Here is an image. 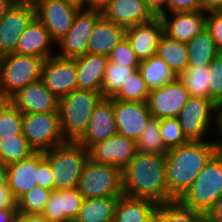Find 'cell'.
Returning <instances> with one entry per match:
<instances>
[{"instance_id":"6da1fadb","label":"cell","mask_w":222,"mask_h":222,"mask_svg":"<svg viewBox=\"0 0 222 222\" xmlns=\"http://www.w3.org/2000/svg\"><path fill=\"white\" fill-rule=\"evenodd\" d=\"M192 141L168 150L165 156V180L169 198L179 201L194 183L200 171L219 152V139Z\"/></svg>"},{"instance_id":"7a4b0ae2","label":"cell","mask_w":222,"mask_h":222,"mask_svg":"<svg viewBox=\"0 0 222 222\" xmlns=\"http://www.w3.org/2000/svg\"><path fill=\"white\" fill-rule=\"evenodd\" d=\"M122 175L123 195L151 200L157 205L173 202L165 180V156L137 152Z\"/></svg>"},{"instance_id":"3957f363","label":"cell","mask_w":222,"mask_h":222,"mask_svg":"<svg viewBox=\"0 0 222 222\" xmlns=\"http://www.w3.org/2000/svg\"><path fill=\"white\" fill-rule=\"evenodd\" d=\"M53 174V190L77 188L88 150L77 141H65L44 152Z\"/></svg>"},{"instance_id":"277c9868","label":"cell","mask_w":222,"mask_h":222,"mask_svg":"<svg viewBox=\"0 0 222 222\" xmlns=\"http://www.w3.org/2000/svg\"><path fill=\"white\" fill-rule=\"evenodd\" d=\"M102 93L75 89L60 98L59 119L65 141H77L86 131Z\"/></svg>"},{"instance_id":"5b68a950","label":"cell","mask_w":222,"mask_h":222,"mask_svg":"<svg viewBox=\"0 0 222 222\" xmlns=\"http://www.w3.org/2000/svg\"><path fill=\"white\" fill-rule=\"evenodd\" d=\"M45 60L16 53L0 57V100H9L29 83L40 80Z\"/></svg>"},{"instance_id":"8992f818","label":"cell","mask_w":222,"mask_h":222,"mask_svg":"<svg viewBox=\"0 0 222 222\" xmlns=\"http://www.w3.org/2000/svg\"><path fill=\"white\" fill-rule=\"evenodd\" d=\"M222 196V154L218 152L197 175L194 183L178 201L182 206L208 213Z\"/></svg>"},{"instance_id":"52a82bcc","label":"cell","mask_w":222,"mask_h":222,"mask_svg":"<svg viewBox=\"0 0 222 222\" xmlns=\"http://www.w3.org/2000/svg\"><path fill=\"white\" fill-rule=\"evenodd\" d=\"M77 189L84 199L120 197L123 195L122 169L98 164L88 159L78 181Z\"/></svg>"},{"instance_id":"ba28073f","label":"cell","mask_w":222,"mask_h":222,"mask_svg":"<svg viewBox=\"0 0 222 222\" xmlns=\"http://www.w3.org/2000/svg\"><path fill=\"white\" fill-rule=\"evenodd\" d=\"M213 115V116H212ZM218 106L210 99L190 96L188 102L179 112L177 119L180 122L184 136L189 142L207 141L204 139L207 130L215 121L217 131Z\"/></svg>"},{"instance_id":"9c48e42d","label":"cell","mask_w":222,"mask_h":222,"mask_svg":"<svg viewBox=\"0 0 222 222\" xmlns=\"http://www.w3.org/2000/svg\"><path fill=\"white\" fill-rule=\"evenodd\" d=\"M22 134L35 152H45L65 142L59 113L23 114Z\"/></svg>"},{"instance_id":"30bf717a","label":"cell","mask_w":222,"mask_h":222,"mask_svg":"<svg viewBox=\"0 0 222 222\" xmlns=\"http://www.w3.org/2000/svg\"><path fill=\"white\" fill-rule=\"evenodd\" d=\"M81 8L77 0H39L35 5V16L57 43L67 34Z\"/></svg>"},{"instance_id":"8fae6325","label":"cell","mask_w":222,"mask_h":222,"mask_svg":"<svg viewBox=\"0 0 222 222\" xmlns=\"http://www.w3.org/2000/svg\"><path fill=\"white\" fill-rule=\"evenodd\" d=\"M102 10L81 8L75 15L73 24L67 34L56 44L60 52L56 55L62 58L82 56L88 53V40L96 22L102 17Z\"/></svg>"},{"instance_id":"7c38bea8","label":"cell","mask_w":222,"mask_h":222,"mask_svg":"<svg viewBox=\"0 0 222 222\" xmlns=\"http://www.w3.org/2000/svg\"><path fill=\"white\" fill-rule=\"evenodd\" d=\"M190 93L177 77L172 82L150 90L147 104L152 118L177 117L188 102Z\"/></svg>"},{"instance_id":"4fadbf2b","label":"cell","mask_w":222,"mask_h":222,"mask_svg":"<svg viewBox=\"0 0 222 222\" xmlns=\"http://www.w3.org/2000/svg\"><path fill=\"white\" fill-rule=\"evenodd\" d=\"M41 80L46 88L59 99L77 89L75 58H62L54 54L47 58Z\"/></svg>"},{"instance_id":"5bb4252c","label":"cell","mask_w":222,"mask_h":222,"mask_svg":"<svg viewBox=\"0 0 222 222\" xmlns=\"http://www.w3.org/2000/svg\"><path fill=\"white\" fill-rule=\"evenodd\" d=\"M136 142L115 134L88 149L89 159L98 164L111 165L122 170L136 155Z\"/></svg>"},{"instance_id":"9a60e30c","label":"cell","mask_w":222,"mask_h":222,"mask_svg":"<svg viewBox=\"0 0 222 222\" xmlns=\"http://www.w3.org/2000/svg\"><path fill=\"white\" fill-rule=\"evenodd\" d=\"M113 113L118 134L124 135L135 142L152 118L147 102L113 99Z\"/></svg>"},{"instance_id":"2e32d148","label":"cell","mask_w":222,"mask_h":222,"mask_svg":"<svg viewBox=\"0 0 222 222\" xmlns=\"http://www.w3.org/2000/svg\"><path fill=\"white\" fill-rule=\"evenodd\" d=\"M9 101L22 113H59L60 99L50 92L43 81L29 83Z\"/></svg>"},{"instance_id":"e0dca14e","label":"cell","mask_w":222,"mask_h":222,"mask_svg":"<svg viewBox=\"0 0 222 222\" xmlns=\"http://www.w3.org/2000/svg\"><path fill=\"white\" fill-rule=\"evenodd\" d=\"M34 17L35 6H11L0 20V57L15 53L20 35Z\"/></svg>"},{"instance_id":"ac0fdd59","label":"cell","mask_w":222,"mask_h":222,"mask_svg":"<svg viewBox=\"0 0 222 222\" xmlns=\"http://www.w3.org/2000/svg\"><path fill=\"white\" fill-rule=\"evenodd\" d=\"M113 113V98H102L90 117L87 129L77 140L87 150L94 144L117 134Z\"/></svg>"},{"instance_id":"d6986e66","label":"cell","mask_w":222,"mask_h":222,"mask_svg":"<svg viewBox=\"0 0 222 222\" xmlns=\"http://www.w3.org/2000/svg\"><path fill=\"white\" fill-rule=\"evenodd\" d=\"M161 14L159 17L164 26V34L179 42L188 43L206 28L207 12H175ZM171 19V20H170Z\"/></svg>"},{"instance_id":"ffe728a7","label":"cell","mask_w":222,"mask_h":222,"mask_svg":"<svg viewBox=\"0 0 222 222\" xmlns=\"http://www.w3.org/2000/svg\"><path fill=\"white\" fill-rule=\"evenodd\" d=\"M164 34V26L160 17H154L151 21L137 24L126 29L125 37L129 41L137 58L147 60L156 55L160 39Z\"/></svg>"},{"instance_id":"44dd1931","label":"cell","mask_w":222,"mask_h":222,"mask_svg":"<svg viewBox=\"0 0 222 222\" xmlns=\"http://www.w3.org/2000/svg\"><path fill=\"white\" fill-rule=\"evenodd\" d=\"M102 15L125 29L149 22L155 17L143 0H111L102 9Z\"/></svg>"},{"instance_id":"7402d4cb","label":"cell","mask_w":222,"mask_h":222,"mask_svg":"<svg viewBox=\"0 0 222 222\" xmlns=\"http://www.w3.org/2000/svg\"><path fill=\"white\" fill-rule=\"evenodd\" d=\"M83 200V195L77 188L53 190L42 215L51 222L74 221Z\"/></svg>"},{"instance_id":"603a6c76","label":"cell","mask_w":222,"mask_h":222,"mask_svg":"<svg viewBox=\"0 0 222 222\" xmlns=\"http://www.w3.org/2000/svg\"><path fill=\"white\" fill-rule=\"evenodd\" d=\"M54 42L47 28L35 16L20 35L15 53L47 59L54 56Z\"/></svg>"},{"instance_id":"cb8c5ba5","label":"cell","mask_w":222,"mask_h":222,"mask_svg":"<svg viewBox=\"0 0 222 222\" xmlns=\"http://www.w3.org/2000/svg\"><path fill=\"white\" fill-rule=\"evenodd\" d=\"M108 57L87 53L75 58L77 89L102 93V80Z\"/></svg>"},{"instance_id":"d4e9b609","label":"cell","mask_w":222,"mask_h":222,"mask_svg":"<svg viewBox=\"0 0 222 222\" xmlns=\"http://www.w3.org/2000/svg\"><path fill=\"white\" fill-rule=\"evenodd\" d=\"M126 29L102 16L95 24L88 40V53L108 57L111 50L125 38Z\"/></svg>"},{"instance_id":"484cf974","label":"cell","mask_w":222,"mask_h":222,"mask_svg":"<svg viewBox=\"0 0 222 222\" xmlns=\"http://www.w3.org/2000/svg\"><path fill=\"white\" fill-rule=\"evenodd\" d=\"M38 152L30 158L7 165L8 186L18 200L23 194L37 186Z\"/></svg>"},{"instance_id":"4316f807","label":"cell","mask_w":222,"mask_h":222,"mask_svg":"<svg viewBox=\"0 0 222 222\" xmlns=\"http://www.w3.org/2000/svg\"><path fill=\"white\" fill-rule=\"evenodd\" d=\"M158 205L151 200L119 197L114 214V222H144Z\"/></svg>"},{"instance_id":"83f0119b","label":"cell","mask_w":222,"mask_h":222,"mask_svg":"<svg viewBox=\"0 0 222 222\" xmlns=\"http://www.w3.org/2000/svg\"><path fill=\"white\" fill-rule=\"evenodd\" d=\"M119 197L84 199L74 222H114Z\"/></svg>"},{"instance_id":"f1b7e54d","label":"cell","mask_w":222,"mask_h":222,"mask_svg":"<svg viewBox=\"0 0 222 222\" xmlns=\"http://www.w3.org/2000/svg\"><path fill=\"white\" fill-rule=\"evenodd\" d=\"M156 55L160 57L179 77L188 67V49L186 43L169 38L163 34L156 50Z\"/></svg>"},{"instance_id":"f546056e","label":"cell","mask_w":222,"mask_h":222,"mask_svg":"<svg viewBox=\"0 0 222 222\" xmlns=\"http://www.w3.org/2000/svg\"><path fill=\"white\" fill-rule=\"evenodd\" d=\"M186 45L189 65H209L221 53L206 28L186 43Z\"/></svg>"},{"instance_id":"4dcf8cb0","label":"cell","mask_w":222,"mask_h":222,"mask_svg":"<svg viewBox=\"0 0 222 222\" xmlns=\"http://www.w3.org/2000/svg\"><path fill=\"white\" fill-rule=\"evenodd\" d=\"M138 70L141 72L149 90L159 88L177 78L169 66L157 55L140 61Z\"/></svg>"},{"instance_id":"1f68e13d","label":"cell","mask_w":222,"mask_h":222,"mask_svg":"<svg viewBox=\"0 0 222 222\" xmlns=\"http://www.w3.org/2000/svg\"><path fill=\"white\" fill-rule=\"evenodd\" d=\"M138 69L108 61L102 80L103 97L113 98Z\"/></svg>"},{"instance_id":"d6a6232c","label":"cell","mask_w":222,"mask_h":222,"mask_svg":"<svg viewBox=\"0 0 222 222\" xmlns=\"http://www.w3.org/2000/svg\"><path fill=\"white\" fill-rule=\"evenodd\" d=\"M209 65H188L178 77L190 96L209 99Z\"/></svg>"},{"instance_id":"836d02e7","label":"cell","mask_w":222,"mask_h":222,"mask_svg":"<svg viewBox=\"0 0 222 222\" xmlns=\"http://www.w3.org/2000/svg\"><path fill=\"white\" fill-rule=\"evenodd\" d=\"M35 153L24 135L0 139V162L4 165L28 159Z\"/></svg>"},{"instance_id":"e575fe53","label":"cell","mask_w":222,"mask_h":222,"mask_svg":"<svg viewBox=\"0 0 222 222\" xmlns=\"http://www.w3.org/2000/svg\"><path fill=\"white\" fill-rule=\"evenodd\" d=\"M137 152L152 155L166 156L168 149L165 147L160 133V119L151 118L145 130L136 141Z\"/></svg>"},{"instance_id":"d590c367","label":"cell","mask_w":222,"mask_h":222,"mask_svg":"<svg viewBox=\"0 0 222 222\" xmlns=\"http://www.w3.org/2000/svg\"><path fill=\"white\" fill-rule=\"evenodd\" d=\"M23 114L9 101L0 100V139L23 135Z\"/></svg>"},{"instance_id":"8d00e7d4","label":"cell","mask_w":222,"mask_h":222,"mask_svg":"<svg viewBox=\"0 0 222 222\" xmlns=\"http://www.w3.org/2000/svg\"><path fill=\"white\" fill-rule=\"evenodd\" d=\"M160 222H207L206 214L182 206L178 201L159 205Z\"/></svg>"},{"instance_id":"74e56055","label":"cell","mask_w":222,"mask_h":222,"mask_svg":"<svg viewBox=\"0 0 222 222\" xmlns=\"http://www.w3.org/2000/svg\"><path fill=\"white\" fill-rule=\"evenodd\" d=\"M52 190L40 186L33 187L17 200V212L27 214H42L50 199Z\"/></svg>"},{"instance_id":"f35d334b","label":"cell","mask_w":222,"mask_h":222,"mask_svg":"<svg viewBox=\"0 0 222 222\" xmlns=\"http://www.w3.org/2000/svg\"><path fill=\"white\" fill-rule=\"evenodd\" d=\"M149 94L150 90L141 72L137 70L129 77V80L123 85L113 99L130 102H147Z\"/></svg>"},{"instance_id":"ab89813d","label":"cell","mask_w":222,"mask_h":222,"mask_svg":"<svg viewBox=\"0 0 222 222\" xmlns=\"http://www.w3.org/2000/svg\"><path fill=\"white\" fill-rule=\"evenodd\" d=\"M160 133L168 150L189 142L183 134L177 117L160 119Z\"/></svg>"},{"instance_id":"60d3db41","label":"cell","mask_w":222,"mask_h":222,"mask_svg":"<svg viewBox=\"0 0 222 222\" xmlns=\"http://www.w3.org/2000/svg\"><path fill=\"white\" fill-rule=\"evenodd\" d=\"M209 99L217 106L222 102V53L209 64Z\"/></svg>"},{"instance_id":"b9f144b4","label":"cell","mask_w":222,"mask_h":222,"mask_svg":"<svg viewBox=\"0 0 222 222\" xmlns=\"http://www.w3.org/2000/svg\"><path fill=\"white\" fill-rule=\"evenodd\" d=\"M108 61L128 67L140 66V60L137 58L136 53L133 51L126 37L111 50Z\"/></svg>"},{"instance_id":"7bdbcfd3","label":"cell","mask_w":222,"mask_h":222,"mask_svg":"<svg viewBox=\"0 0 222 222\" xmlns=\"http://www.w3.org/2000/svg\"><path fill=\"white\" fill-rule=\"evenodd\" d=\"M37 186L53 191V174L44 152H38Z\"/></svg>"},{"instance_id":"ee69618b","label":"cell","mask_w":222,"mask_h":222,"mask_svg":"<svg viewBox=\"0 0 222 222\" xmlns=\"http://www.w3.org/2000/svg\"><path fill=\"white\" fill-rule=\"evenodd\" d=\"M206 29L210 32L217 49L222 53V11L207 13Z\"/></svg>"},{"instance_id":"f6af8a7d","label":"cell","mask_w":222,"mask_h":222,"mask_svg":"<svg viewBox=\"0 0 222 222\" xmlns=\"http://www.w3.org/2000/svg\"><path fill=\"white\" fill-rule=\"evenodd\" d=\"M168 12H194L202 10L201 0H169L167 9L162 14Z\"/></svg>"},{"instance_id":"bcb514c9","label":"cell","mask_w":222,"mask_h":222,"mask_svg":"<svg viewBox=\"0 0 222 222\" xmlns=\"http://www.w3.org/2000/svg\"><path fill=\"white\" fill-rule=\"evenodd\" d=\"M0 209H17V199L9 187L0 188Z\"/></svg>"},{"instance_id":"7dc6e473","label":"cell","mask_w":222,"mask_h":222,"mask_svg":"<svg viewBox=\"0 0 222 222\" xmlns=\"http://www.w3.org/2000/svg\"><path fill=\"white\" fill-rule=\"evenodd\" d=\"M146 7L155 16L159 17L167 9L169 0H143ZM165 8V9H164Z\"/></svg>"},{"instance_id":"c3c4849f","label":"cell","mask_w":222,"mask_h":222,"mask_svg":"<svg viewBox=\"0 0 222 222\" xmlns=\"http://www.w3.org/2000/svg\"><path fill=\"white\" fill-rule=\"evenodd\" d=\"M207 222H222V196L218 198L214 207L206 213Z\"/></svg>"},{"instance_id":"681fc988","label":"cell","mask_w":222,"mask_h":222,"mask_svg":"<svg viewBox=\"0 0 222 222\" xmlns=\"http://www.w3.org/2000/svg\"><path fill=\"white\" fill-rule=\"evenodd\" d=\"M15 222H51L42 214L17 213Z\"/></svg>"},{"instance_id":"f907efd6","label":"cell","mask_w":222,"mask_h":222,"mask_svg":"<svg viewBox=\"0 0 222 222\" xmlns=\"http://www.w3.org/2000/svg\"><path fill=\"white\" fill-rule=\"evenodd\" d=\"M204 12L222 11V0H201Z\"/></svg>"},{"instance_id":"816d5d0a","label":"cell","mask_w":222,"mask_h":222,"mask_svg":"<svg viewBox=\"0 0 222 222\" xmlns=\"http://www.w3.org/2000/svg\"><path fill=\"white\" fill-rule=\"evenodd\" d=\"M110 1L111 0H80L79 2L83 8L102 10Z\"/></svg>"},{"instance_id":"f5cc1de1","label":"cell","mask_w":222,"mask_h":222,"mask_svg":"<svg viewBox=\"0 0 222 222\" xmlns=\"http://www.w3.org/2000/svg\"><path fill=\"white\" fill-rule=\"evenodd\" d=\"M17 209H0V222H15Z\"/></svg>"},{"instance_id":"db71d44e","label":"cell","mask_w":222,"mask_h":222,"mask_svg":"<svg viewBox=\"0 0 222 222\" xmlns=\"http://www.w3.org/2000/svg\"><path fill=\"white\" fill-rule=\"evenodd\" d=\"M8 186V171L7 165L0 162V188Z\"/></svg>"},{"instance_id":"11a10c76","label":"cell","mask_w":222,"mask_h":222,"mask_svg":"<svg viewBox=\"0 0 222 222\" xmlns=\"http://www.w3.org/2000/svg\"><path fill=\"white\" fill-rule=\"evenodd\" d=\"M13 3L10 0H0V20L4 17Z\"/></svg>"},{"instance_id":"9f6ffc18","label":"cell","mask_w":222,"mask_h":222,"mask_svg":"<svg viewBox=\"0 0 222 222\" xmlns=\"http://www.w3.org/2000/svg\"><path fill=\"white\" fill-rule=\"evenodd\" d=\"M218 121H217V133L219 134V140H222V102L218 105Z\"/></svg>"},{"instance_id":"6f0895ef","label":"cell","mask_w":222,"mask_h":222,"mask_svg":"<svg viewBox=\"0 0 222 222\" xmlns=\"http://www.w3.org/2000/svg\"><path fill=\"white\" fill-rule=\"evenodd\" d=\"M144 222H160L159 205L156 207V210Z\"/></svg>"},{"instance_id":"680465c9","label":"cell","mask_w":222,"mask_h":222,"mask_svg":"<svg viewBox=\"0 0 222 222\" xmlns=\"http://www.w3.org/2000/svg\"><path fill=\"white\" fill-rule=\"evenodd\" d=\"M13 4L35 6L39 0H10Z\"/></svg>"},{"instance_id":"91938a15","label":"cell","mask_w":222,"mask_h":222,"mask_svg":"<svg viewBox=\"0 0 222 222\" xmlns=\"http://www.w3.org/2000/svg\"><path fill=\"white\" fill-rule=\"evenodd\" d=\"M220 143H219V147H222V140H219Z\"/></svg>"},{"instance_id":"94428289","label":"cell","mask_w":222,"mask_h":222,"mask_svg":"<svg viewBox=\"0 0 222 222\" xmlns=\"http://www.w3.org/2000/svg\"><path fill=\"white\" fill-rule=\"evenodd\" d=\"M219 152L222 154V147H219Z\"/></svg>"}]
</instances>
